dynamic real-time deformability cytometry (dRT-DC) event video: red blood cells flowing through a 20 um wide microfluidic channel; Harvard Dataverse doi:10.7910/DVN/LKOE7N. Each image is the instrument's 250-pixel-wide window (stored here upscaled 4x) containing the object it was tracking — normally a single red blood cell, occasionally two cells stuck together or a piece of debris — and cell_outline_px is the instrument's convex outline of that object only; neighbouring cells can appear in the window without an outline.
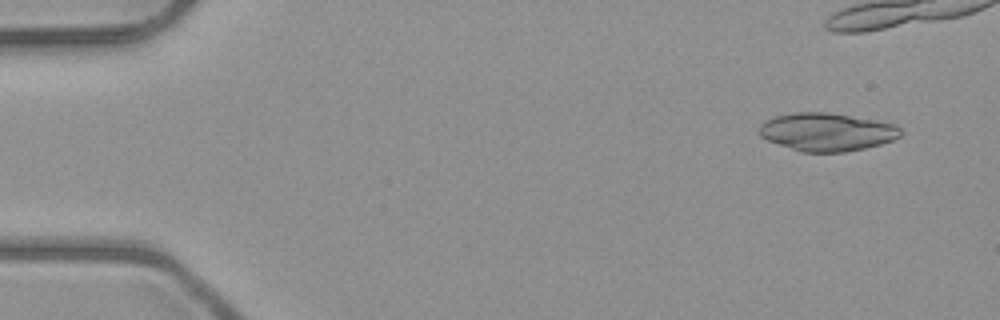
{"species": "common noctule bat (a hibernating species)", "species_latin": "Nyctalus noctula", "temperature_condition": "room temperature", "stored_images_in_passage": 4, "camera_frame_rate_fps": 3000, "um_per_image_px": 0.085, "animal": {"sex": "male", "body_mass_g": 23.1, "forearm_length_mm": 52.7}, "frame": {"image": 1, "passage_image": 1, "time_ms": 0.0, "image_size_px": [1000, 320], "cell_outline_px": [[900, 136], [892, 140], [880, 144], [864, 148], [844, 152], [804, 152], [768, 140], [760, 136], [760, 124], [764, 120], [776, 116], [792, 112], [828, 112], [896, 124], [900, 128]], "centroid_in_image_um": [70.27, 11.2], "position_along_channel_um": 14.7, "area_um2": 31.04}}